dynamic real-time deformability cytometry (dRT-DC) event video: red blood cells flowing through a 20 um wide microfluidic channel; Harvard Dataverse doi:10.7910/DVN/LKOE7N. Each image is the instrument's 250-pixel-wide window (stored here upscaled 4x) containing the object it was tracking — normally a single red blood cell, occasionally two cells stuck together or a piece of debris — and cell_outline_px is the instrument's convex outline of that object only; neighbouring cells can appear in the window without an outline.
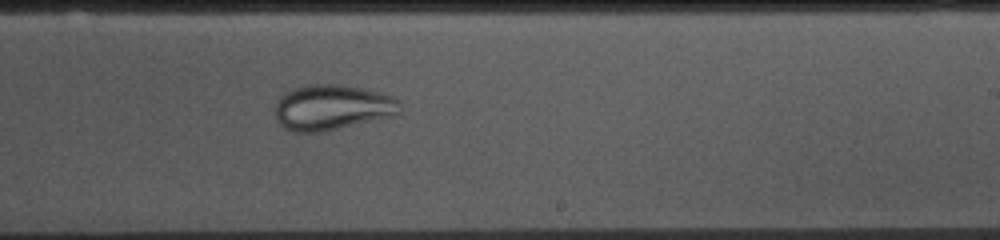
{"species": "common noctule bat (a hibernating species)", "species_latin": "Nyctalus noctula", "temperature_condition": "cold", "stored_images_in_passage": 50, "camera_frame_rate_fps": 3000, "um_per_image_px": 0.085, "animal": {"sex": "female", "body_mass_g": 10.0, "forearm_length_mm": 53.1}, "frame": {"image": 1, "passage_image": 29, "time_ms": 9.333, "image_size_px": [1000, 240], "cell_outline_px": [[400, 112], [392, 116], [320, 132], [296, 132], [284, 128], [276, 120], [276, 100], [280, 96], [292, 88], [308, 84], [340, 84], [360, 88], [392, 96], [400, 100]], "centroid_in_image_um": [28.2, 9.12], "position_along_channel_um": 260.8, "area_um2": 32.89}}
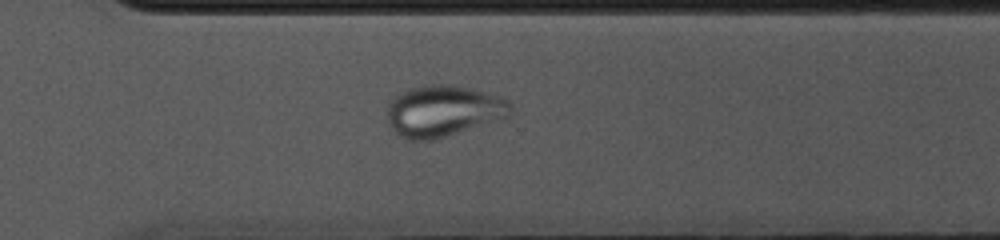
{"frame": {"image": 2, "passage_image": 35, "time_ms": 11.333, "image_size_px": [1000, 240], "cell_outline_px": [[512, 116], [432, 140], [408, 140], [400, 136], [388, 124], [388, 104], [400, 92], [408, 88], [428, 84], [452, 84], [472, 88], [500, 96], [508, 100], [512, 104]], "centroid_in_image_um": [37.71, 9.41], "position_along_channel_um": 332.9, "area_um2": 37.17}}
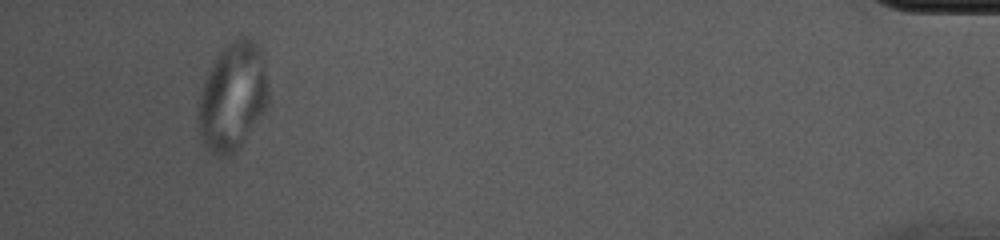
{"frame": {"image": 3, "passage_image": 48, "time_ms": 15.667, "image_size_px": [1000, 240], "cell_outline_px": [[268, 104], [240, 148], [224, 156], [220, 156], [212, 152], [204, 144], [196, 128], [196, 112], [200, 92], [204, 80], [216, 56], [228, 44], [240, 36], [248, 36], [256, 44], [264, 60], [268, 88]], "centroid_in_image_um": [19.74, 8.23], "position_along_channel_um": 415.5, "area_um2": 44.22}}